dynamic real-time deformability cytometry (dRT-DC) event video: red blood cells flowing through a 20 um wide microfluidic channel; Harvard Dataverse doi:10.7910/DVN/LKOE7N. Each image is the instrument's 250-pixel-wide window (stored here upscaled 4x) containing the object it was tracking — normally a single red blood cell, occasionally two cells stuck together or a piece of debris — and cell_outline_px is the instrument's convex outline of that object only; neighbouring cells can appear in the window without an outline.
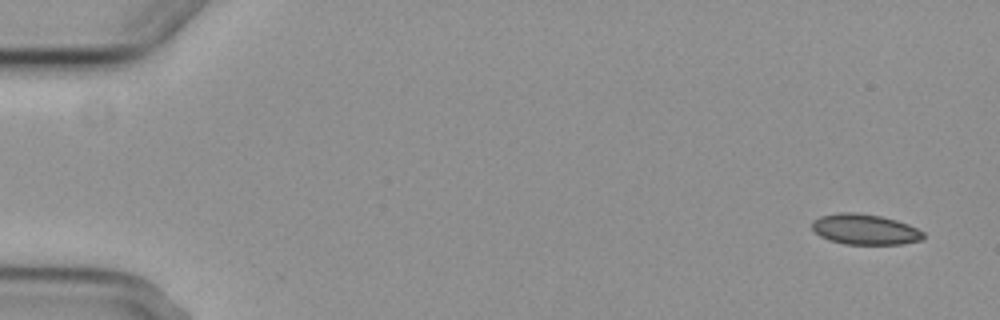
{"species": "common noctule bat (a hibernating species)", "species_latin": "Nyctalus noctula", "temperature_condition": "cold", "stored_images_in_passage": 6, "segment_of_instrument_passage": [1, 2], "camera_frame_rate_fps": 3000, "um_per_image_px": 0.085, "animal": {"sex": "female", "body_mass_g": 29.2, "forearm_length_mm": 56.3}, "frame": {"image": 1, "passage_image": 1, "time_ms": 0.0, "image_size_px": [1000, 320], "cell_outline_px": [[924, 240], [900, 244], [844, 244], [828, 240], [820, 236], [812, 228], [812, 220], [820, 216], [840, 212], [856, 212], [880, 216], [896, 220], [908, 224], [924, 232]], "centroid_in_image_um": [73.51, 19.5], "position_along_channel_um": 11.5, "area_um2": 19.88}}
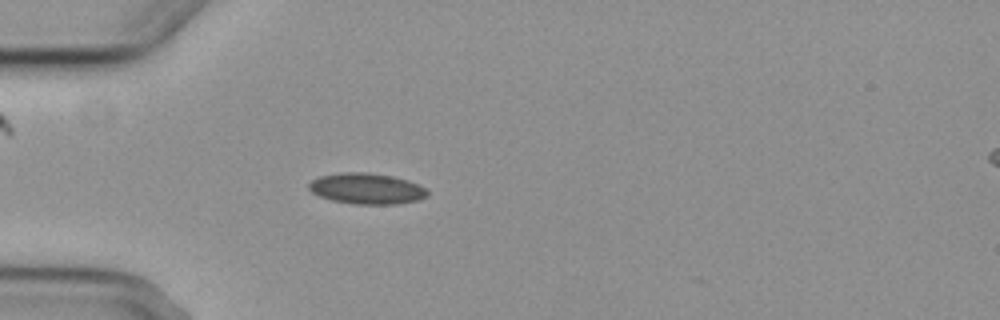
{"frame": {"image": 2, "passage_image": 5, "time_ms": 4.667, "image_size_px": [1000, 320], "cell_outline_px": [[428, 196], [420, 200], [396, 204], [356, 204], [332, 200], [320, 196], [312, 192], [308, 188], [308, 184], [312, 180], [320, 176], [340, 172], [368, 172], [392, 176], [408, 180], [428, 188]], "centroid_in_image_um": [31.2, 16.03], "position_along_channel_um": 53.8, "area_um2": 21.5}}